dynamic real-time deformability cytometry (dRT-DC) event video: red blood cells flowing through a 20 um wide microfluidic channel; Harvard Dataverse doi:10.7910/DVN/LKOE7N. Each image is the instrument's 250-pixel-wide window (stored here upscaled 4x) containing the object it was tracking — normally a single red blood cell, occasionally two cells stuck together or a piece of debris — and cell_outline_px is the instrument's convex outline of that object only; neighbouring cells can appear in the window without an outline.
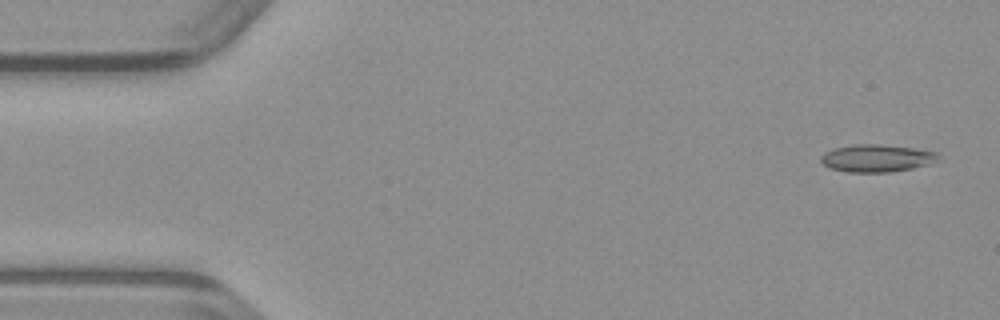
{"species": "common noctule bat (a hibernating species)", "species_latin": "Nyctalus noctula", "temperature_condition": "warm", "stored_images_in_passage": 48, "camera_frame_rate_fps": 3000, "um_per_image_px": 0.085, "animal": {"sex": "male", "body_mass_g": 23.1, "forearm_length_mm": 52.7}, "frame": {"image": 1, "passage_image": 2, "time_ms": 0.333, "image_size_px": [1000, 320], "cell_outline_px": [[940, 156], [936, 160], [912, 168], [888, 172], [848, 172], [832, 168], [824, 164], [820, 160], [820, 156], [824, 152], [832, 148], [856, 144], [880, 144], [912, 148], [936, 152]], "centroid_in_image_um": [74.45, 13.43], "position_along_channel_um": 10.5, "area_um2": 18.5}}
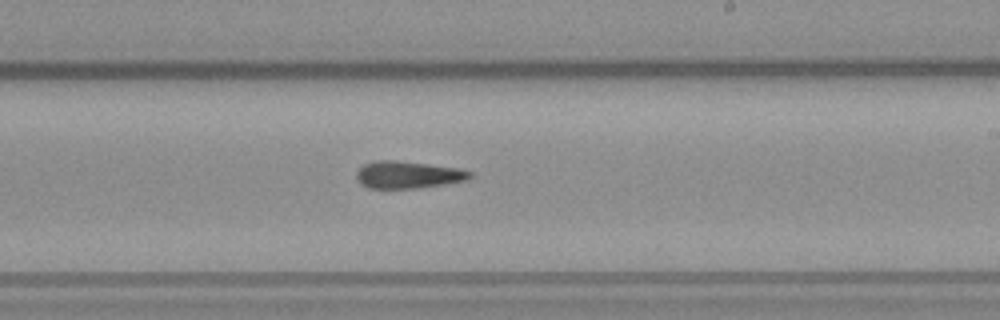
{"frame": {"image": 2, "passage_image": 28, "time_ms": 9.0, "image_size_px": [1000, 320], "cell_outline_px": [[472, 176], [464, 180], [444, 184], [416, 188], [368, 188], [360, 184], [356, 176], [356, 172], [364, 164], [372, 160], [396, 160], [460, 168], [472, 172]], "centroid_in_image_um": [34.64, 14.84], "position_along_channel_um": 254.4, "area_um2": 17.98}}
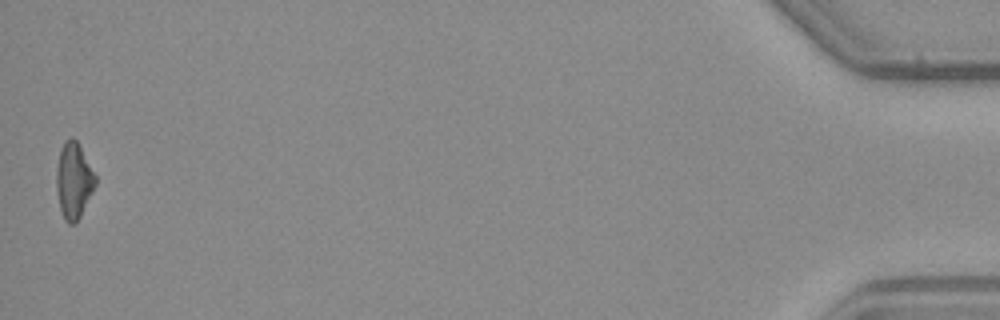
{"frame": {"image": 3, "passage_image": 48, "time_ms": 15.667, "image_size_px": [1000, 320], "cell_outline_px": [[96, 184], [80, 216], [72, 224], [68, 224], [64, 220], [60, 208], [56, 188], [56, 168], [60, 148], [64, 140], [72, 136], [76, 140], [96, 176]], "centroid_in_image_um": [6.24, 15.32], "position_along_channel_um": 429.0, "area_um2": 17.11}}